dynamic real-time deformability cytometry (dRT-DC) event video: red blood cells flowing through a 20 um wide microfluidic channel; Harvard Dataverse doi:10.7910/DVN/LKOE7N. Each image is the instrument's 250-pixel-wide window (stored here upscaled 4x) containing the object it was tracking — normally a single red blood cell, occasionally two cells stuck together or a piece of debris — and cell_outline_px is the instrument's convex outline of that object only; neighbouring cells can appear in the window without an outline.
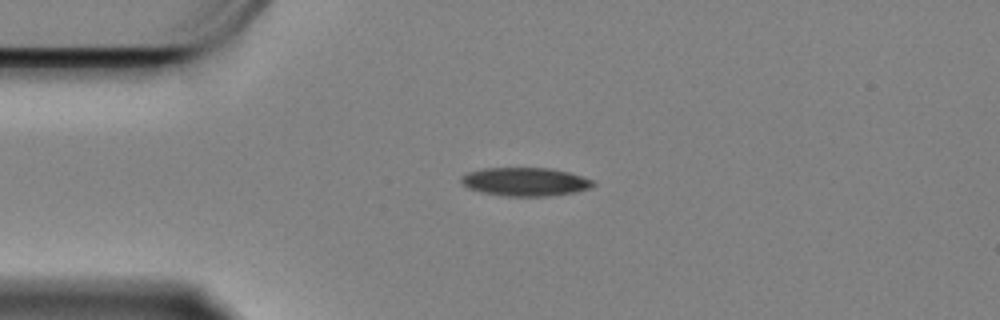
{"species": "Egyptian fruit bat (a non-hibernating species)", "species_latin": "Rousettus aegyptiacus", "temperature_condition": "cold", "stored_images_in_passage": 9, "camera_frame_rate_fps": 3000, "um_per_image_px": 0.085, "animal": {"sex": "female"}, "frame": {"image": 1, "passage_image": 1, "time_ms": 0.0, "image_size_px": [1000, 320], "cell_outline_px": [[596, 184], [592, 188], [576, 192], [548, 196], [508, 196], [484, 192], [468, 188], [460, 180], [468, 172], [484, 168], [548, 168], [568, 172], [592, 180]], "centroid_in_image_um": [44.69, 15.45], "position_along_channel_um": 40.3, "area_um2": 21.62}}
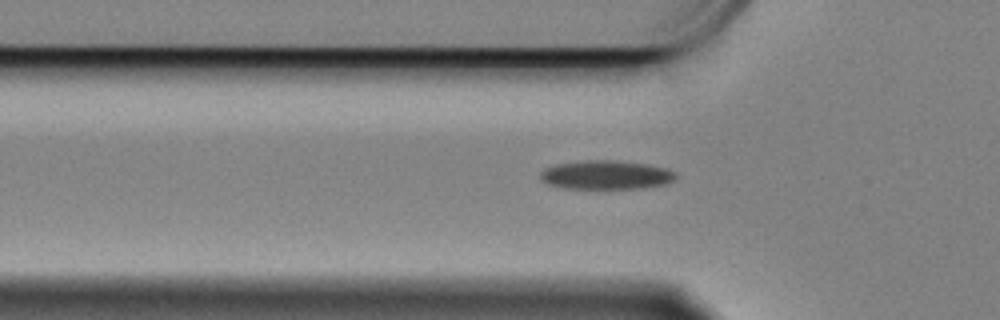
{"frame": {"image": 2, "passage_image": 6, "time_ms": 1.667, "image_size_px": [1000, 320], "cell_outline_px": [[676, 176], [672, 180], [664, 184], [644, 188], [564, 188], [548, 184], [540, 180], [540, 172], [544, 168], [556, 164], [584, 160], [616, 160], [648, 164], [664, 168], [676, 172]], "centroid_in_image_um": [51.48, 14.86], "position_along_channel_um": 74.3, "area_um2": 22.77}}
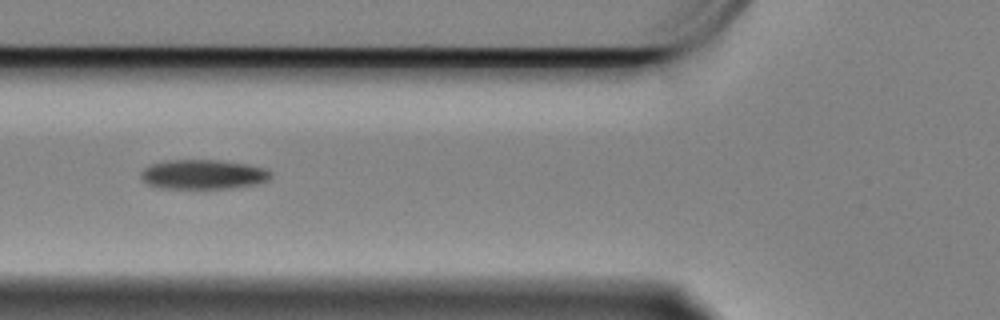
{"frame": {"image": 3, "passage_image": 9, "time_ms": 2.667, "image_size_px": [1000, 320], "cell_outline_px": [[272, 176], [268, 180], [256, 184], [232, 188], [160, 188], [148, 184], [140, 176], [140, 172], [148, 164], [168, 160], [216, 160], [244, 164], [264, 168], [272, 172]], "centroid_in_image_um": [17.24, 14.82], "position_along_channel_um": 108.6, "area_um2": 22.31}}